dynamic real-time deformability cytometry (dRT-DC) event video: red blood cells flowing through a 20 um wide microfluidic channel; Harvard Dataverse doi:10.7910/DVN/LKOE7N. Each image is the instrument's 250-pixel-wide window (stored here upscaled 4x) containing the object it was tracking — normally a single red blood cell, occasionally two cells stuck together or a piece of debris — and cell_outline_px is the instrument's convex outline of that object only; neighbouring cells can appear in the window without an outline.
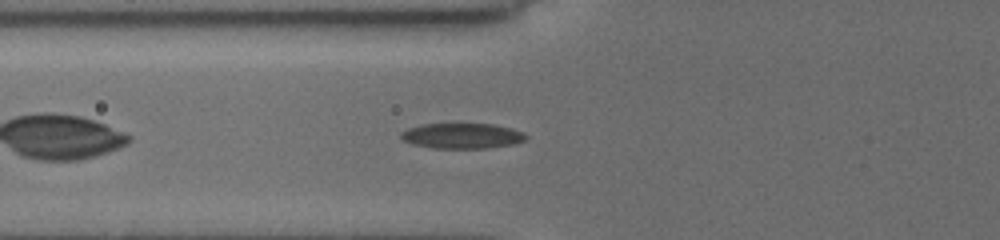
{"species": "common noctule bat (a hibernating species)", "species_latin": "Nyctalus noctula", "temperature_condition": "cold", "stored_images_in_passage": 33, "camera_frame_rate_fps": 3000, "um_per_image_px": 0.085, "animal": {"sex": "female", "body_mass_g": 19.5, "forearm_length_mm": 54.1}, "frame": {"image": 1, "passage_image": 5, "time_ms": 1.333, "image_size_px": [1000, 240], "cell_outline_px": [[528, 136], [524, 140], [512, 144], [484, 148], [432, 148], [412, 144], [404, 140], [400, 136], [400, 132], [408, 128], [420, 124], [492, 124], [512, 128], [524, 132]], "centroid_in_image_um": [39.26, 11.54], "position_along_channel_um": 86.5, "area_um2": 18.44}}
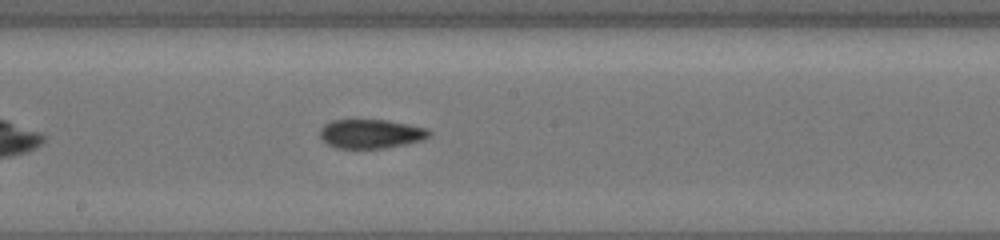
{"frame": {"image": 2, "passage_image": 15, "time_ms": 4.667, "image_size_px": [1000, 240], "cell_outline_px": [[432, 132], [428, 136], [420, 140], [404, 144], [384, 148], [336, 148], [320, 140], [320, 128], [324, 124], [332, 120], [388, 120], [428, 128]], "centroid_in_image_um": [31.49, 11.37], "position_along_channel_um": 216.7, "area_um2": 18.5}}
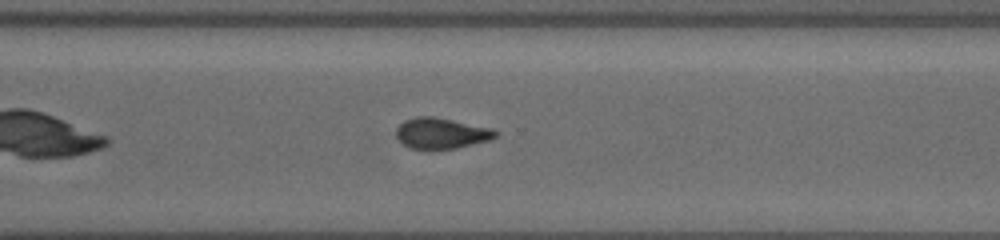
{"frame": {"image": 3, "passage_image": 24, "time_ms": 7.667, "image_size_px": [1000, 240], "cell_outline_px": [[500, 132], [496, 136], [488, 140], [456, 148], [436, 152], [428, 152], [408, 148], [396, 136], [396, 128], [404, 120], [416, 116], [432, 116], [492, 128]], "centroid_in_image_um": [37.47, 11.37], "position_along_channel_um": 333.1, "area_um2": 18.38}, "authors_computed_cell_mechanics": {"area_um2": 18.496, "velocity_mm_per_s": 3.8938, "shape_relaxation_time_tau1_ms": null, "shape_relaxation_time_tau2_ms": 2.549, "deformation_change_tau1": null, "deformation_change_tau2": 0.0824}}